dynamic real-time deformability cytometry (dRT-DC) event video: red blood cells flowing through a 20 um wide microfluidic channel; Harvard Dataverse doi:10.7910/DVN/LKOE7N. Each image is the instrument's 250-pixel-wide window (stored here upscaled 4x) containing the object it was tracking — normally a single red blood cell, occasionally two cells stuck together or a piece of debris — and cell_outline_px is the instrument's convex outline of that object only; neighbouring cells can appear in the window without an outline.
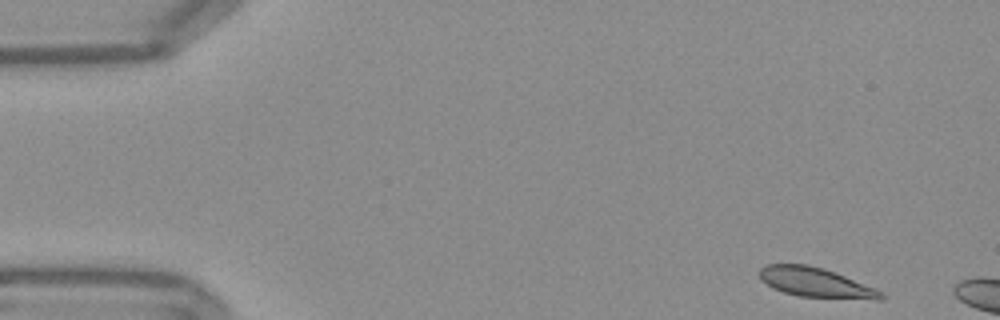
{"species": "Egyptian fruit bat (a non-hibernating species)", "species_latin": "Rousettus aegyptiacus", "temperature_condition": "warm", "stored_images_in_passage": 6, "camera_frame_rate_fps": 3000, "um_per_image_px": 0.085, "frame": {"image": 1, "passage_image": 1, "time_ms": 0.0, "image_size_px": [1000, 320], "cell_outline_px": [[888, 296], [884, 300], [876, 300], [800, 296], [784, 292], [772, 288], [760, 280], [760, 268], [764, 264], [808, 264], [824, 268], [836, 272], [876, 288], [884, 292]], "centroid_in_image_um": [69.4, 24.02], "position_along_channel_um": 15.6, "area_um2": 21.39}}